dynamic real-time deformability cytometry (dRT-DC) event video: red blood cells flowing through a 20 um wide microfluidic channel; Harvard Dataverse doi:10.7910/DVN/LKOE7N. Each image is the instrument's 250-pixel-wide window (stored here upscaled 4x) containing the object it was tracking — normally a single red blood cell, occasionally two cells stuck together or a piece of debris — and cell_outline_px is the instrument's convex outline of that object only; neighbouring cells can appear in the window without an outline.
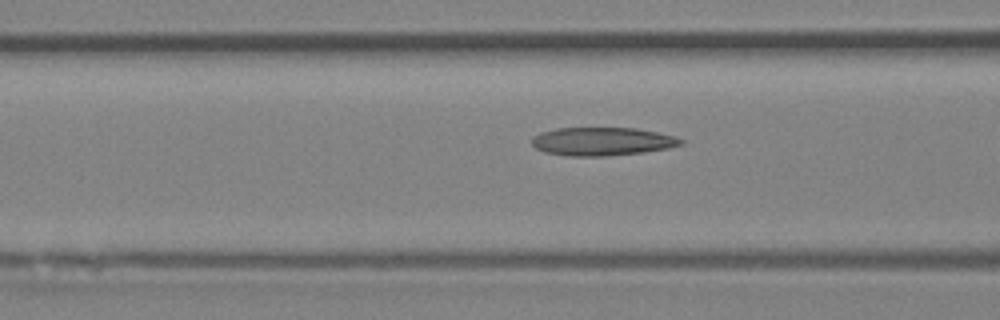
{"species": "Egyptian fruit bat (a non-hibernating species)", "species_latin": "Rousettus aegyptiacus", "temperature_condition": "room temperature", "stored_images_in_passage": 9, "camera_frame_rate_fps": 3000, "um_per_image_px": 0.085, "animal": {"sex": "female"}, "frame": {"image": 1, "passage_image": 7, "time_ms": 2.0, "image_size_px": [1000, 320], "cell_outline_px": [[684, 144], [668, 148], [644, 152], [604, 156], [568, 156], [544, 152], [536, 148], [532, 144], [532, 136], [540, 132], [556, 128], [636, 128], [676, 136], [684, 140]], "centroid_in_image_um": [51.18, 12.02], "position_along_channel_um": 115.4, "area_um2": 24.68}}